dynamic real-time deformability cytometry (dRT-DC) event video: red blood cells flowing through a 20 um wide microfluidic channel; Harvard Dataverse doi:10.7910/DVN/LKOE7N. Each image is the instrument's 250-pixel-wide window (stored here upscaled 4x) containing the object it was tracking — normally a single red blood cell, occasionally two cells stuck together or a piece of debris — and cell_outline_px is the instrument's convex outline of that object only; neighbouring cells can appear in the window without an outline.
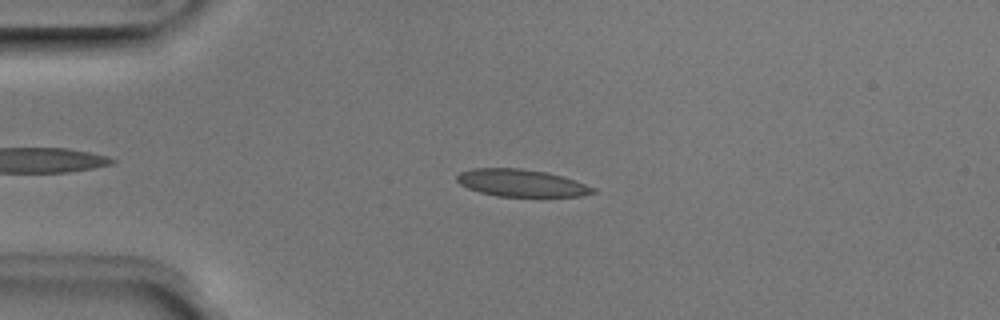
{"species": "Egyptian fruit bat (a non-hibernating species)", "species_latin": "Rousettus aegyptiacus", "temperature_condition": "room temperature", "stored_images_in_passage": 44, "camera_frame_rate_fps": 3000, "um_per_image_px": 0.085, "animal": {"sex": "male"}, "frame": {"image": 1, "passage_image": 11, "time_ms": 3.333, "image_size_px": [1000, 320], "cell_outline_px": [[596, 192], [580, 196], [496, 196], [480, 192], [468, 188], [460, 184], [456, 180], [456, 176], [460, 172], [472, 168], [520, 168], [544, 172], [576, 180], [596, 188]], "centroid_in_image_um": [44.3, 15.55], "position_along_channel_um": 40.7, "area_um2": 21.5}}
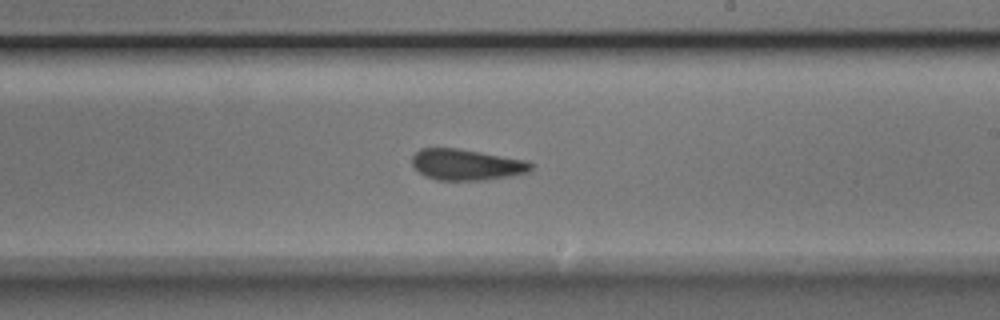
{"frame": {"image": 2, "passage_image": 29, "time_ms": 9.333, "image_size_px": [1000, 320], "cell_outline_px": [[532, 168], [528, 172], [508, 176], [480, 180], [436, 180], [424, 176], [412, 164], [412, 156], [420, 148], [460, 148], [528, 160], [532, 164]], "centroid_in_image_um": [39.64, 13.98], "position_along_channel_um": 249.4, "area_um2": 21.56}}
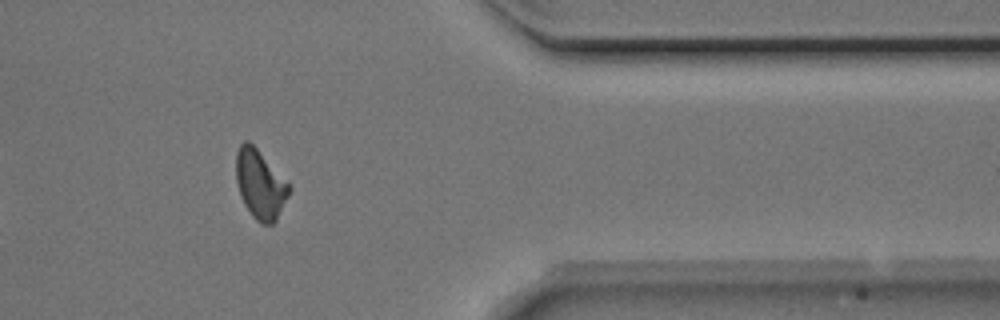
{"frame": {"image": 3, "passage_image": 41, "time_ms": 13.333, "image_size_px": [1000, 320], "cell_outline_px": [[292, 188], [276, 220], [272, 224], [260, 224], [252, 216], [244, 204], [240, 196], [236, 180], [236, 152], [240, 144], [244, 140], [248, 140], [292, 184]], "centroid_in_image_um": [22.13, 15.66], "position_along_channel_um": 389.3, "area_um2": 21.56}, "authors_computed_cell_mechanics": {"area_um2": 21.7906, "velocity_mm_per_s": 3.9545, "shape_relaxation_time_tau1_ms": null, "shape_relaxation_time_tau2_ms": 3.9585, "deformation_change_tau1": null, "deformation_change_tau2": 0.1108}}